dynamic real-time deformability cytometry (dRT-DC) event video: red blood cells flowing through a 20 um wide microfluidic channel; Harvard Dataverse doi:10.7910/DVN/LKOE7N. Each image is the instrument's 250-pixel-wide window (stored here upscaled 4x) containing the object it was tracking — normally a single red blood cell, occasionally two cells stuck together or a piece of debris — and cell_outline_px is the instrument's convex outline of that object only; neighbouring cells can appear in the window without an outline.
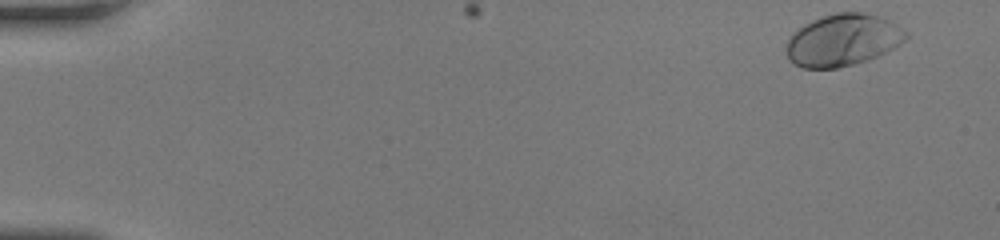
{"species": "human", "species_latin": "Homo sapiens", "temperature_condition": "room temperature", "stored_images_in_passage": 6, "camera_frame_rate_fps": 3000, "um_per_image_px": 0.085, "donor": {"sex": "female"}, "frame": {"image": 1, "passage_image": 1, "time_ms": 0.0, "image_size_px": [1000, 240], "cell_outline_px": [[908, 36], [900, 44], [868, 60], [836, 68], [804, 68], [788, 60], [788, 40], [804, 24], [812, 20], [836, 12], [864, 12], [880, 16], [896, 24], [908, 32]], "centroid_in_image_um": [71.67, 3.39], "position_along_channel_um": 13.3, "area_um2": 35.72}}